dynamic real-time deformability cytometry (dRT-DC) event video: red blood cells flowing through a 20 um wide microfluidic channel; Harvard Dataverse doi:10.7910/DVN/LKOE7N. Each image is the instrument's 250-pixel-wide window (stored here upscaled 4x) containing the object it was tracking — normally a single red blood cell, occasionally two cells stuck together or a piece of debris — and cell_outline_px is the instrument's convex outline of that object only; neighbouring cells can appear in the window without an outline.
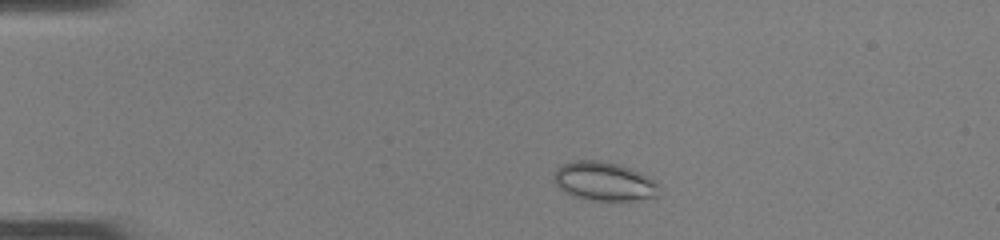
{"species": "common noctule bat (a hibernating species)", "species_latin": "Nyctalus noctula", "temperature_condition": "room temperature", "stored_images_in_passage": 40, "camera_frame_rate_fps": 3000, "um_per_image_px": 0.085, "animal": {"sex": "female", "body_mass_g": 22.0, "forearm_length_mm": 56.7}, "frame": {"image": 1, "passage_image": 1, "time_ms": 0.0, "image_size_px": [1000, 240], "cell_outline_px": [[656, 196], [632, 200], [588, 200], [572, 196], [564, 192], [552, 180], [556, 168], [560, 164], [576, 160], [600, 160], [620, 164], [632, 168], [656, 180]], "centroid_in_image_um": [51.28, 15.39], "position_along_channel_um": 33.7, "area_um2": 23.87}}
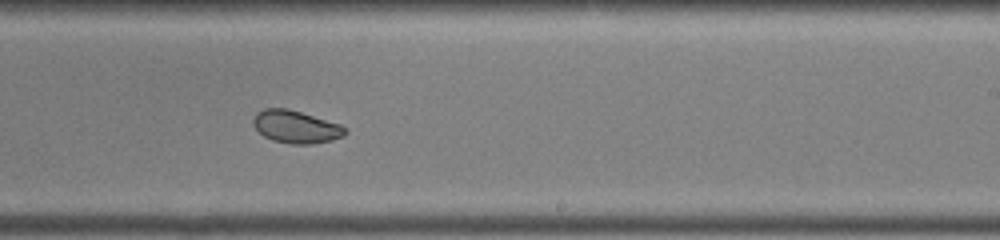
{"frame": {"image": 2, "passage_image": 22, "time_ms": 7.0, "image_size_px": [1000, 240], "cell_outline_px": [[348, 132], [344, 136], [332, 140], [312, 144], [292, 144], [272, 140], [264, 136], [252, 124], [252, 120], [256, 112], [264, 108], [288, 108], [340, 124], [348, 128]], "centroid_in_image_um": [25.16, 10.77], "position_along_channel_um": 263.8, "area_um2": 17.63}}
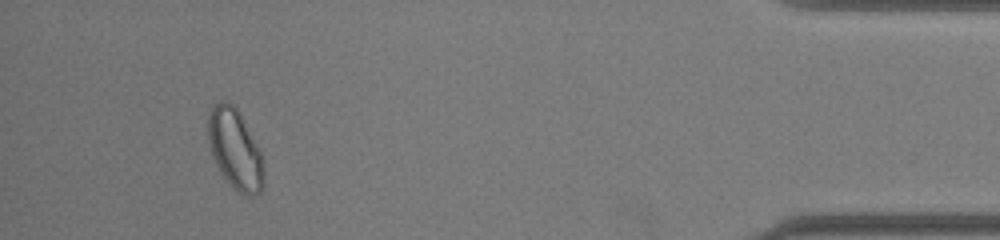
{"frame": {"image": 3, "passage_image": 37, "time_ms": 12.0, "image_size_px": [1000, 240], "cell_outline_px": [[264, 188], [256, 196], [244, 196], [228, 184], [220, 172], [212, 156], [208, 144], [208, 112], [220, 100], [224, 100], [232, 104], [236, 108], [260, 148], [264, 160]], "centroid_in_image_um": [20.0, 12.74], "position_along_channel_um": 415.2, "area_um2": 26.47}, "authors_computed_cell_mechanics": {"area_um2": 20.0855, "velocity_mm_per_s": 4.1104, "shape_relaxation_time_tau1_ms": null, "shape_relaxation_time_tau2_ms": 3.3707, "deformation_change_tau1": null, "deformation_change_tau2": 0.0611}}